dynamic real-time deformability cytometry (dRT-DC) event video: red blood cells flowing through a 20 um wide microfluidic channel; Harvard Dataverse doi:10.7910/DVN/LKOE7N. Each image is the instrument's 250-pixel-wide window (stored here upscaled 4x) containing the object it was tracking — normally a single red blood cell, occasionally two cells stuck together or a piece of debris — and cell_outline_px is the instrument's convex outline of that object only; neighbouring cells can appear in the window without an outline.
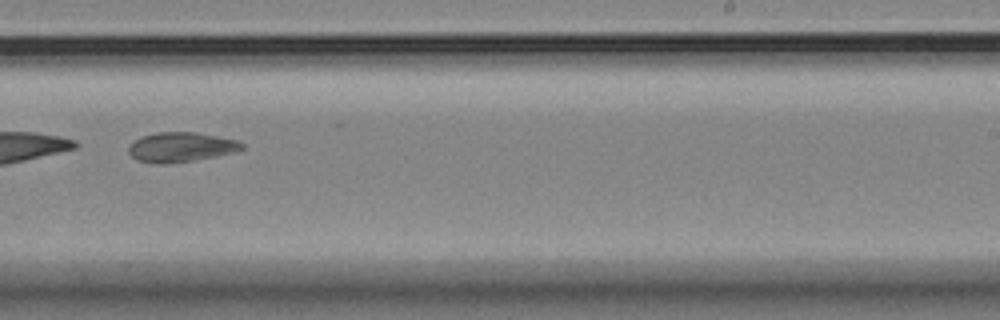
{"species": "Egyptian fruit bat (a non-hibernating species)", "species_latin": "Rousettus aegyptiacus", "temperature_condition": "room temperature", "stored_images_in_passage": 36, "camera_frame_rate_fps": 3000, "um_per_image_px": 0.085, "animal": {"sex": "female"}, "frame": {"image": 1, "passage_image": 20, "time_ms": 6.333, "image_size_px": [1000, 320], "cell_outline_px": [[244, 148], [232, 152], [216, 156], [192, 160], [164, 164], [156, 164], [136, 160], [128, 152], [128, 148], [140, 136], [156, 132], [196, 132], [236, 140], [244, 144]], "centroid_in_image_um": [15.34, 12.5], "position_along_channel_um": 273.7, "area_um2": 19.42}, "authors_computed_cell_mechanics": {"area_um2": 19.941, "velocity_mm_per_s": 3.449, "shape_relaxation_time_tau1_ms": 2.2688, "shape_relaxation_time_tau2_ms": 2.337, "deformation_change_tau1": 0.2894, "deformation_change_tau2": 0.0778}}